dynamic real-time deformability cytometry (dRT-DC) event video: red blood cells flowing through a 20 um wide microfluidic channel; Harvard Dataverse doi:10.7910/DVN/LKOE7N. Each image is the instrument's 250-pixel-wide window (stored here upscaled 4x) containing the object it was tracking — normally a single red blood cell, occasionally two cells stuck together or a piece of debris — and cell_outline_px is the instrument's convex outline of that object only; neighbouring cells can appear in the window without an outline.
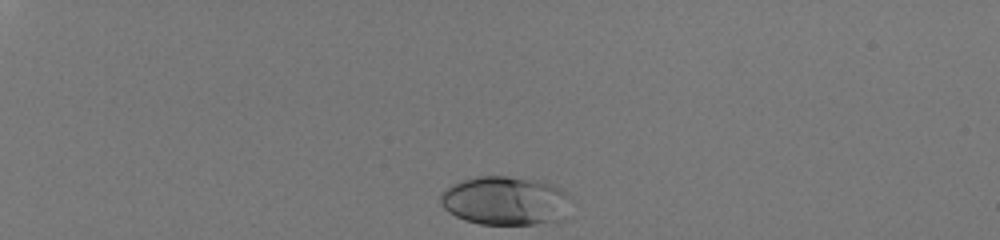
{"species": "human", "species_latin": "Homo sapiens", "temperature_condition": "room temperature", "stored_images_in_passage": 34, "camera_frame_rate_fps": 3000, "um_per_image_px": 0.085, "donor": {"sex": "male"}, "frame": {"image": 1, "passage_image": 1, "time_ms": 0.0, "image_size_px": [1000, 240], "cell_outline_px": [[568, 196], [564, 220], [536, 224], [480, 224], [464, 220], [448, 212], [440, 204], [440, 196], [452, 184], [460, 180], [476, 176], [508, 176], [540, 180], [552, 184], [560, 188]], "centroid_in_image_um": [42.93, 17.06], "position_along_channel_um": 42.1, "area_um2": 37.17}}
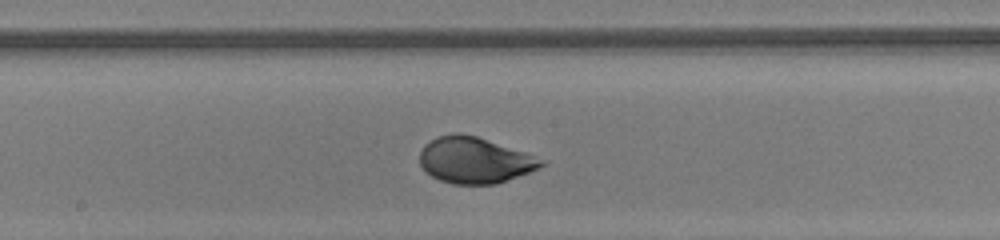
{"frame": {"image": 2, "passage_image": 20, "time_ms": 6.333, "image_size_px": [1000, 240], "cell_outline_px": [[548, 160], [544, 164], [528, 172], [496, 184], [452, 184], [440, 180], [424, 172], [420, 164], [420, 152], [424, 144], [436, 136], [452, 132], [460, 132], [476, 136]], "centroid_in_image_um": [40.29, 13.6], "position_along_channel_um": 207.9, "area_um2": 32.71}}
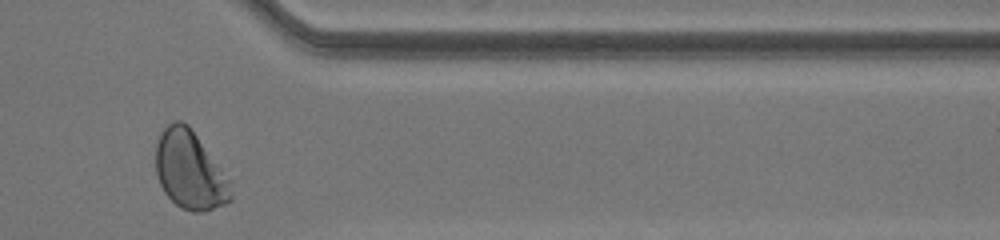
{"frame": {"image": 3, "passage_image": 34, "time_ms": 11.0, "image_size_px": [1000, 240], "cell_outline_px": [[232, 200], [224, 204], [204, 212], [192, 212], [180, 208], [164, 192], [160, 184], [156, 172], [156, 140], [160, 132], [172, 120], [180, 120], [188, 124], [220, 168], [228, 180], [232, 196]], "centroid_in_image_um": [16.09, 14.47], "position_along_channel_um": 395.3, "area_um2": 33.93}, "authors_computed_cell_mechanics": {"area_um2": 33.235, "velocity_mm_per_s": 4.0701, "shape_relaxation_time_tau1_ms": 2.9756, "shape_relaxation_time_tau2_ms": null, "deformation_change_tau1": 0.1885, "deformation_change_tau2": null}}